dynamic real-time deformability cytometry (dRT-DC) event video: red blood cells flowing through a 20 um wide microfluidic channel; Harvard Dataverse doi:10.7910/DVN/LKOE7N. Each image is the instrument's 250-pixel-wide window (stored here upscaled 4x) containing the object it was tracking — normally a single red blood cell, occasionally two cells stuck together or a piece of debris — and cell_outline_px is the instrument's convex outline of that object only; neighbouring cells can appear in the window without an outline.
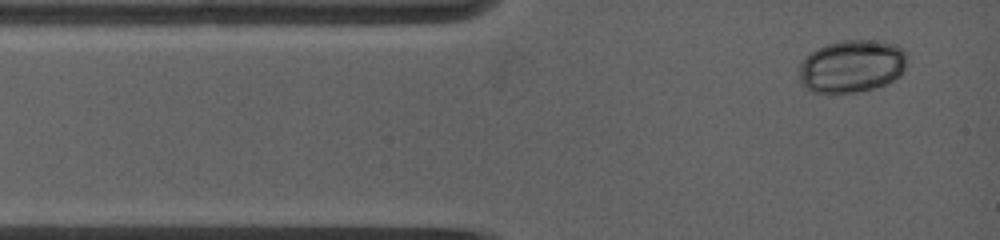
{"species": "common noctule bat (a hibernating species)", "species_latin": "Nyctalus noctula", "temperature_condition": "warm", "stored_images_in_passage": 3, "camera_frame_rate_fps": 5000, "um_per_image_px": 0.085, "animal": {"sex": "female", "body_mass_g": 19.0, "forearm_length_mm": 53.3}, "frame": {"image": 1, "passage_image": 1, "time_ms": 0.0, "image_size_px": [1000, 240], "cell_outline_px": [[904, 68], [900, 76], [884, 84], [872, 88], [856, 92], [812, 92], [800, 84], [800, 64], [812, 52], [828, 44], [840, 40], [880, 40], [896, 44], [904, 52]], "centroid_in_image_um": [72.39, 5.62], "position_along_channel_um": 12.6, "area_um2": 32.66}}